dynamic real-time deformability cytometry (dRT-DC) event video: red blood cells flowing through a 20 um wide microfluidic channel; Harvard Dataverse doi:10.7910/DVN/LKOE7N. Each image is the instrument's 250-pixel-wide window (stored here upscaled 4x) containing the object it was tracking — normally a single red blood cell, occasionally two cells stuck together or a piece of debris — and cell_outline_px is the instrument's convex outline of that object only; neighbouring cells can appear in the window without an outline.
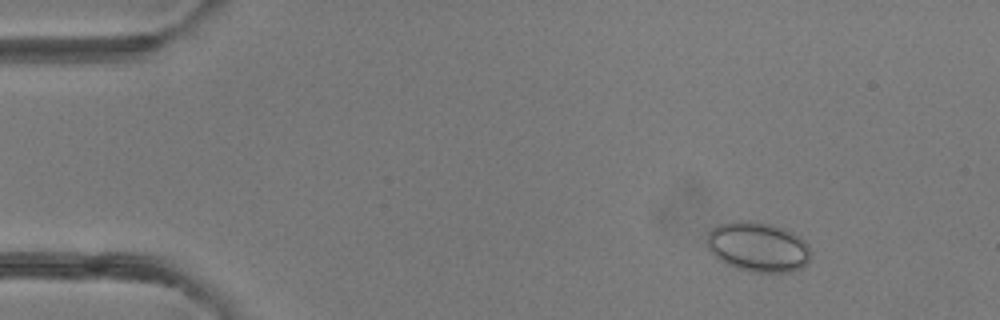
{"species": "common noctule bat (a hibernating species)", "species_latin": "Nyctalus noctula", "temperature_condition": "room temperature", "stored_images_in_passage": 5, "camera_frame_rate_fps": 3000, "um_per_image_px": 0.085, "animal": {"sex": "female"}, "frame": {"image": 1, "passage_image": 1, "time_ms": 0.0, "image_size_px": [1000, 320], "cell_outline_px": [[808, 264], [792, 272], [752, 272], [736, 268], [712, 256], [708, 248], [708, 232], [712, 228], [720, 224], [732, 220], [752, 220], [772, 224], [784, 228], [792, 232], [804, 240], [808, 244]], "centroid_in_image_um": [64.41, 20.97], "position_along_channel_um": 20.6, "area_um2": 30.35}}
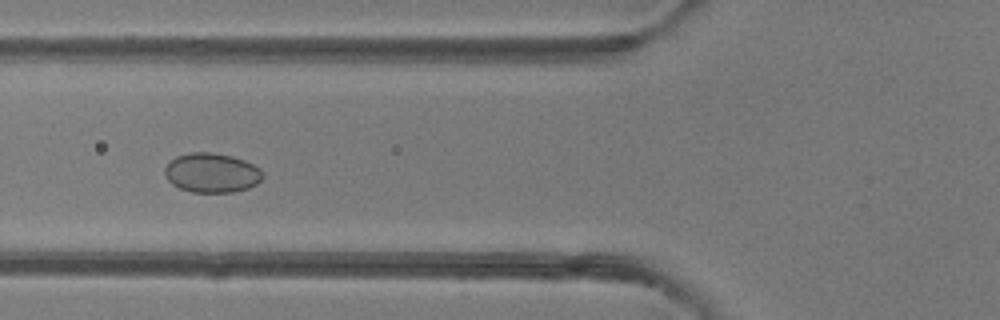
{"frame": {"image": 2, "passage_image": 5, "time_ms": 4.333, "image_size_px": [1000, 320], "cell_outline_px": [[264, 176], [256, 184], [248, 188], [232, 192], [192, 192], [180, 188], [172, 184], [164, 176], [164, 168], [176, 156], [192, 152], [212, 152], [232, 156], [244, 160], [260, 168], [264, 172]], "centroid_in_image_um": [18.0, 14.69], "position_along_channel_um": 107.8, "area_um2": 22.6}}